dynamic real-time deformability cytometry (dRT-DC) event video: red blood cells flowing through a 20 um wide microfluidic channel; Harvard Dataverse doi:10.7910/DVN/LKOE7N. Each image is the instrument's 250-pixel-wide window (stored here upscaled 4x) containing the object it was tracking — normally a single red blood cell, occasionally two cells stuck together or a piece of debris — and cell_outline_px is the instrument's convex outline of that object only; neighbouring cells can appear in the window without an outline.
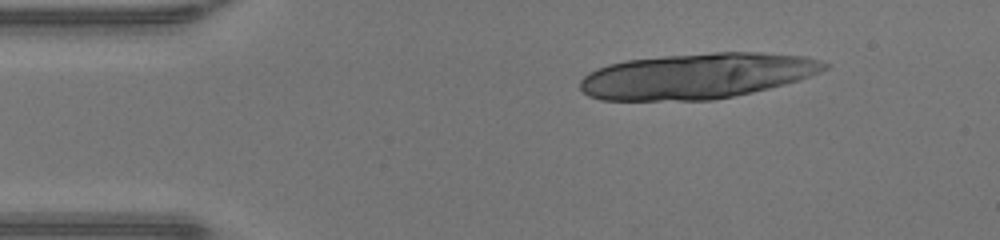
{"species": "human", "species_latin": "Homo sapiens", "temperature_condition": "warm", "stored_images_in_passage": 40, "camera_frame_rate_fps": 3000, "um_per_image_px": 0.085, "donor": {"sex": "male"}, "frame": {"image": 1, "passage_image": 1, "time_ms": 0.0, "image_size_px": [1000, 240], "cell_outline_px": [[832, 64], [828, 68], [820, 72], [784, 84], [752, 92], [712, 100], [600, 100], [588, 96], [580, 88], [580, 80], [588, 72], [596, 68], [608, 64], [624, 60], [664, 56], [712, 52], [760, 52], [804, 56], [820, 60]], "centroid_in_image_um": [59.22, 6.45], "position_along_channel_um": 25.8, "area_um2": 64.97}}
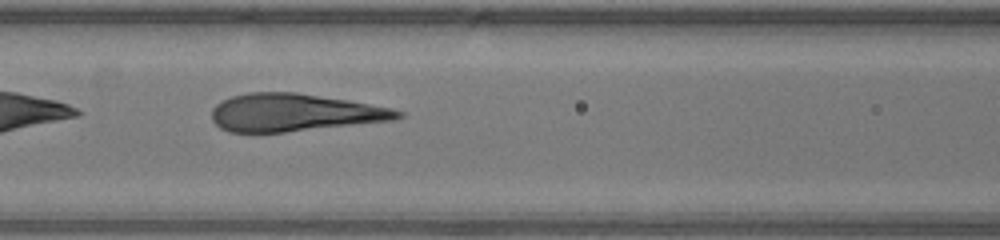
{"frame": {"image": 2, "passage_image": 14, "time_ms": 4.333, "image_size_px": [1000, 240], "cell_outline_px": [[404, 116], [392, 120], [284, 132], [228, 132], [220, 128], [212, 120], [212, 108], [216, 104], [232, 96], [248, 92], [296, 92], [348, 100], [392, 108], [404, 112]], "centroid_in_image_um": [24.99, 9.56], "position_along_channel_um": 141.6, "area_um2": 40.58}}
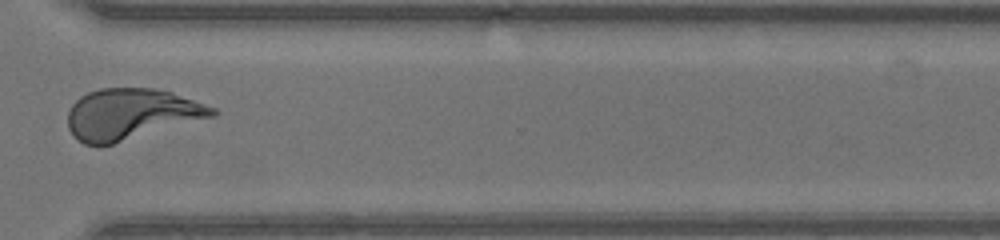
{"frame": {"image": 3, "passage_image": 29, "time_ms": 9.333, "image_size_px": [1000, 240], "cell_outline_px": [[220, 112], [216, 116], [112, 144], [84, 144], [76, 140], [68, 128], [68, 112], [72, 104], [80, 96], [88, 92], [100, 88], [156, 88], [172, 92], [216, 108]], "centroid_in_image_um": [11.15, 9.69], "position_along_channel_um": 359.4, "area_um2": 42.95}}